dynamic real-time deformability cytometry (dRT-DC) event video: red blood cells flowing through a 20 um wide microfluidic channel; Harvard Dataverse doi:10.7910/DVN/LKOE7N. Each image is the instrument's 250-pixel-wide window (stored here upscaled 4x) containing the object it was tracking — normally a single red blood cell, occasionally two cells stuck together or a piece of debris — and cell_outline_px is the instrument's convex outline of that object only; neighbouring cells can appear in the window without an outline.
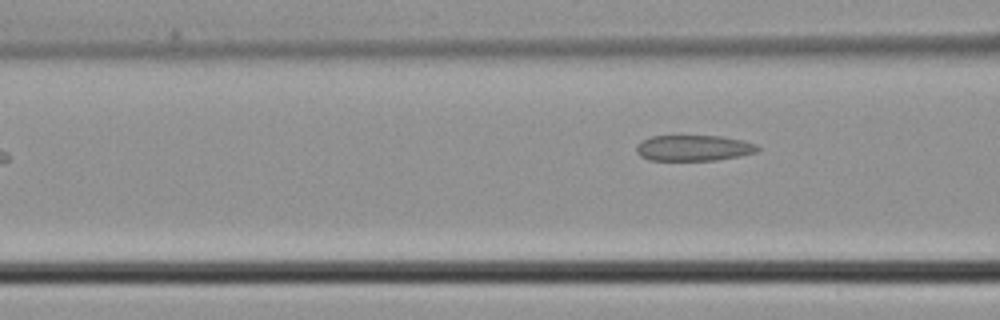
{"species": "common noctule bat (a hibernating species)", "species_latin": "Nyctalus noctula", "temperature_condition": "cold", "stored_images_in_passage": 6, "camera_frame_rate_fps": 3000, "um_per_image_px": 0.085, "animal": {"sex": "male", "body_mass_g": 21.5, "forearm_length_mm": 52.0}, "frame": {"image": 1, "passage_image": 4, "time_ms": 1.0, "image_size_px": [1000, 320], "cell_outline_px": [[760, 148], [756, 152], [740, 156], [716, 160], [648, 160], [640, 156], [636, 152], [636, 148], [640, 140], [652, 136], [720, 136], [744, 140], [756, 144]], "centroid_in_image_um": [58.95, 12.58], "position_along_channel_um": 107.7, "area_um2": 18.32}}
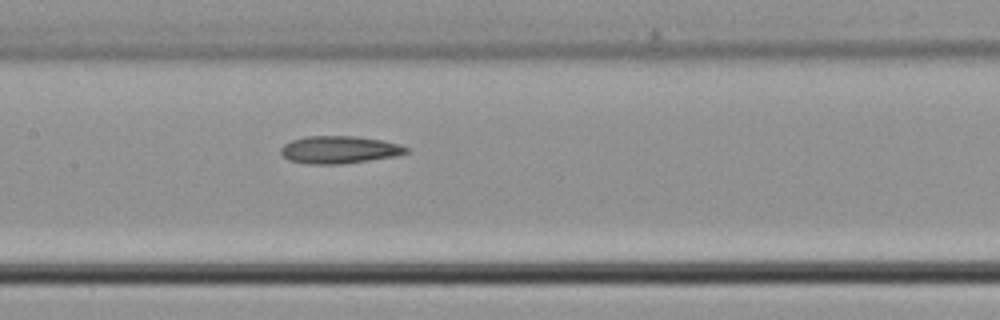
{"frame": {"image": 2, "passage_image": 6, "time_ms": 1.667, "image_size_px": [1000, 320], "cell_outline_px": [[408, 152], [396, 156], [340, 164], [308, 164], [288, 160], [280, 152], [280, 148], [284, 144], [292, 140], [304, 136], [356, 136], [384, 140], [400, 144], [408, 148]], "centroid_in_image_um": [28.83, 12.72], "position_along_channel_um": 178.6, "area_um2": 20.17}}